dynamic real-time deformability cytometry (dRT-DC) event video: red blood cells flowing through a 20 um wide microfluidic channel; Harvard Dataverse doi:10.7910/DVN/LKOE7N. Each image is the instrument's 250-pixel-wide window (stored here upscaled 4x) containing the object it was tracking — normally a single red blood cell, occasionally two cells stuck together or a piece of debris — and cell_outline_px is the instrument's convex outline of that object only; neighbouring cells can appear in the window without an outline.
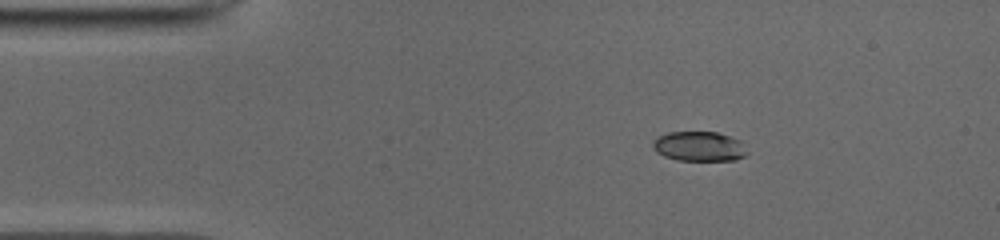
{"species": "common noctule bat (a hibernating species)", "species_latin": "Nyctalus noctula", "temperature_condition": "cold", "stored_images_in_passage": 43, "camera_frame_rate_fps": 3000, "um_per_image_px": 0.085, "animal": {"sex": "male", "body_mass_g": 19.0, "forearm_length_mm": 50.8}, "frame": {"image": 1, "passage_image": 1, "time_ms": 0.0, "image_size_px": [1000, 240], "cell_outline_px": [[748, 152], [744, 156], [736, 160], [676, 160], [664, 156], [656, 152], [652, 148], [652, 144], [660, 136], [668, 132], [716, 132], [740, 140]], "centroid_in_image_um": [59.43, 12.45], "position_along_channel_um": 25.6, "area_um2": 16.24}}
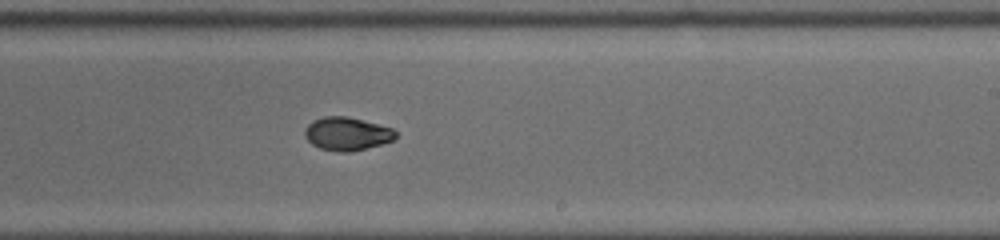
{"frame": {"image": 2, "passage_image": 23, "time_ms": 7.333, "image_size_px": [1000, 240], "cell_outline_px": [[400, 136], [392, 140], [380, 144], [348, 152], [340, 152], [320, 148], [312, 144], [304, 136], [304, 128], [312, 120], [324, 116], [348, 116], [392, 128]], "centroid_in_image_um": [29.47, 11.35], "position_along_channel_um": 259.5, "area_um2": 17.57}}
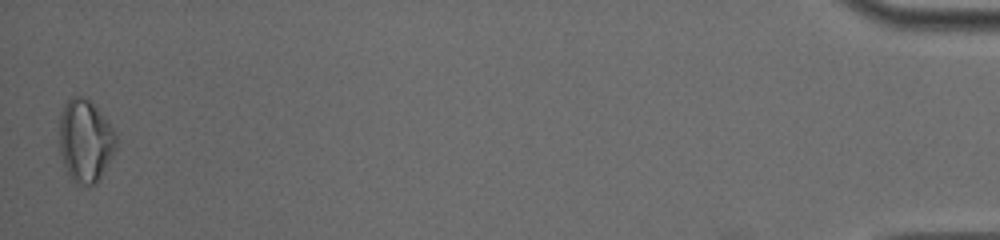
{"frame": {"image": 3, "passage_image": 43, "time_ms": 14.0, "image_size_px": [1000, 240], "cell_outline_px": [[116, 148], [112, 156], [96, 184], [84, 184], [72, 180], [64, 164], [60, 152], [60, 116], [64, 104], [72, 96], [80, 96], [88, 100], [96, 108], [116, 132]], "centroid_in_image_um": [7.25, 11.95], "position_along_channel_um": 428.0, "area_um2": 26.76}, "authors_computed_cell_mechanics": {"area_um2": 17.7446, "velocity_mm_per_s": 3.9691, "shape_relaxation_time_tau1_ms": 7.756, "shape_relaxation_time_tau2_ms": 2.7897, "deformation_change_tau1": 0.2102, "deformation_change_tau2": 0.0513}}